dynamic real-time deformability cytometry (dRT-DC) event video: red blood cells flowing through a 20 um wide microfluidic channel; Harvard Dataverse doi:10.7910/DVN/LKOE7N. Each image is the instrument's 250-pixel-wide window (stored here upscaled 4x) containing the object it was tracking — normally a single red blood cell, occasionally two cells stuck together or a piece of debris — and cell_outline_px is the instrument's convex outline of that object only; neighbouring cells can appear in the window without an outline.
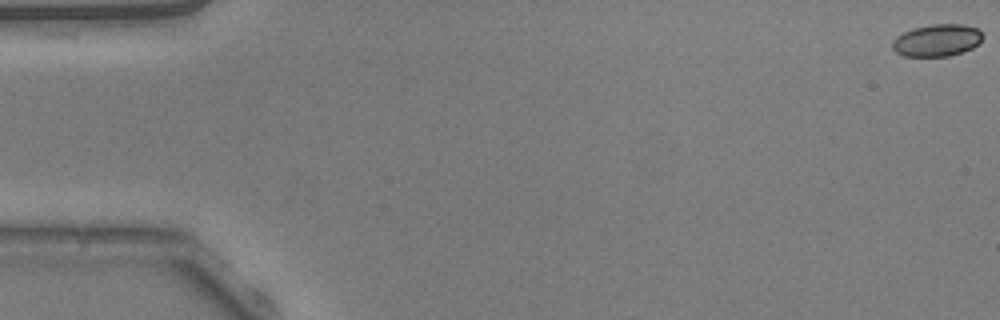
{"species": "common noctule bat (a hibernating species)", "species_latin": "Nyctalus noctula", "temperature_condition": "warm", "stored_images_in_passage": 9, "camera_frame_rate_fps": 3000, "um_per_image_px": 0.085, "animal": {"sex": "male", "body_mass_g": 20.5, "forearm_length_mm": 52.5}, "frame": {"image": 1, "passage_image": 1, "time_ms": 0.0, "image_size_px": [1000, 320], "cell_outline_px": [[984, 36], [972, 48], [948, 56], [904, 56], [896, 52], [892, 48], [892, 40], [896, 36], [912, 28], [932, 24], [964, 24], [976, 28]], "centroid_in_image_um": [79.6, 3.42], "position_along_channel_um": 5.4, "area_um2": 16.82}}